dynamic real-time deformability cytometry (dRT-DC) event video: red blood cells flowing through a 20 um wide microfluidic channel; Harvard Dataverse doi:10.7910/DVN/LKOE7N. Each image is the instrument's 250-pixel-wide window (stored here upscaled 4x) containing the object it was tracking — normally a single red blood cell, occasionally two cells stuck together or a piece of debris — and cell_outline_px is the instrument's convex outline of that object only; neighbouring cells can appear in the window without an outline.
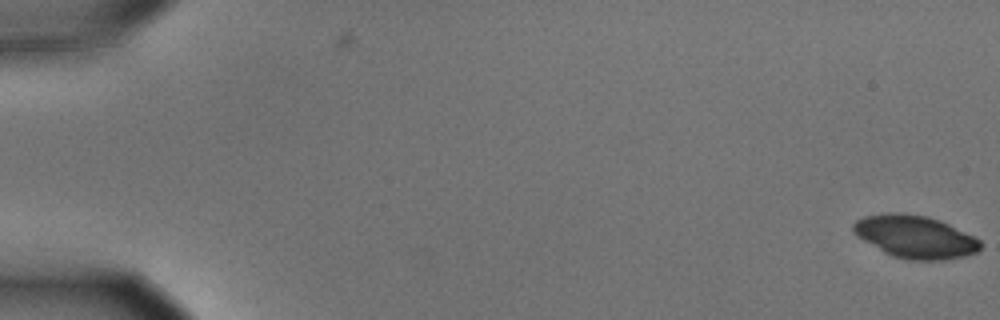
{"species": "common noctule bat (a hibernating species)", "species_latin": "Nyctalus noctula", "temperature_condition": "cold", "stored_images_in_passage": 57, "camera_frame_rate_fps": 3000, "um_per_image_px": 0.085, "animal": {"sex": "male", "body_mass_g": 15.6}, "frame": {"image": 1, "passage_image": 1, "time_ms": 0.0, "image_size_px": [1000, 320], "cell_outline_px": [[980, 248], [976, 252], [964, 256], [944, 260], [908, 260], [892, 256], [884, 252], [856, 236], [852, 228], [852, 224], [856, 220], [864, 216], [888, 212], [904, 212], [928, 216], [940, 220], [980, 240]], "centroid_in_image_um": [77.74, 20.11], "position_along_channel_um": 7.3, "area_um2": 31.62}}